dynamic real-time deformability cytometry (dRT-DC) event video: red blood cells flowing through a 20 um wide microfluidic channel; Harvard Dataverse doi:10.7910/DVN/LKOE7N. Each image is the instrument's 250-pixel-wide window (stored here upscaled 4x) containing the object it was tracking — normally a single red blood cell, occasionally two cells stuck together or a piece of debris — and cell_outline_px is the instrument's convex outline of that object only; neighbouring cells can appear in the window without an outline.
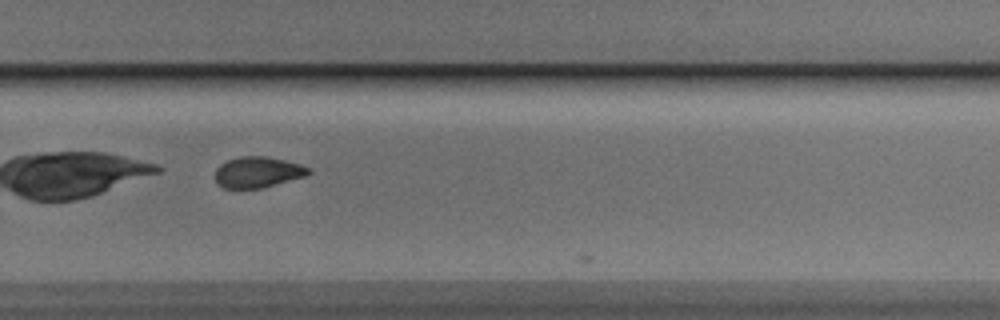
{"species": "Egyptian fruit bat (a non-hibernating species)", "species_latin": "Rousettus aegyptiacus", "temperature_condition": "cold", "stored_images_in_passage": 23, "camera_frame_rate_fps": 3000, "um_per_image_px": 0.085, "animal": {"sex": "male"}, "frame": {"image": 1, "passage_image": 20, "time_ms": 6.333, "image_size_px": [1000, 320], "cell_outline_px": [[312, 172], [304, 176], [264, 188], [224, 188], [216, 184], [216, 168], [220, 164], [228, 160], [240, 156], [268, 156], [300, 164], [312, 168]], "centroid_in_image_um": [21.92, 14.63], "position_along_channel_um": 307.9, "area_um2": 16.94}}